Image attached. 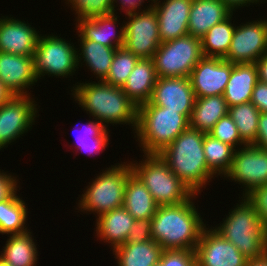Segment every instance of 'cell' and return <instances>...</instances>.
I'll return each instance as SVG.
<instances>
[{"label": "cell", "instance_id": "obj_43", "mask_svg": "<svg viewBox=\"0 0 267 266\" xmlns=\"http://www.w3.org/2000/svg\"><path fill=\"white\" fill-rule=\"evenodd\" d=\"M113 1H114V13L117 14L116 11L121 9L122 11L120 12H125V16H126L127 14L137 13V12L144 11L146 9L151 8L154 0H149L148 2L152 1L151 4H149L147 8L145 7L144 9H141V6L146 0H113ZM118 4H121L119 5L120 8L115 9L117 8Z\"/></svg>", "mask_w": 267, "mask_h": 266}, {"label": "cell", "instance_id": "obj_32", "mask_svg": "<svg viewBox=\"0 0 267 266\" xmlns=\"http://www.w3.org/2000/svg\"><path fill=\"white\" fill-rule=\"evenodd\" d=\"M92 120H89L85 127L81 130L82 132H78L75 135V149L79 152L86 153L87 156H93V154L98 155L100 153H103L110 144V130L107 129L102 123H100L98 120L91 118ZM78 125V124H77ZM81 127V126H80ZM74 132L76 128L74 127ZM78 131V130H76Z\"/></svg>", "mask_w": 267, "mask_h": 266}, {"label": "cell", "instance_id": "obj_29", "mask_svg": "<svg viewBox=\"0 0 267 266\" xmlns=\"http://www.w3.org/2000/svg\"><path fill=\"white\" fill-rule=\"evenodd\" d=\"M31 230L15 235H8L0 258L12 266H37L38 248ZM36 243V244H35Z\"/></svg>", "mask_w": 267, "mask_h": 266}, {"label": "cell", "instance_id": "obj_28", "mask_svg": "<svg viewBox=\"0 0 267 266\" xmlns=\"http://www.w3.org/2000/svg\"><path fill=\"white\" fill-rule=\"evenodd\" d=\"M227 114L228 106L223 95L196 98L190 118V127L208 133Z\"/></svg>", "mask_w": 267, "mask_h": 266}, {"label": "cell", "instance_id": "obj_33", "mask_svg": "<svg viewBox=\"0 0 267 266\" xmlns=\"http://www.w3.org/2000/svg\"><path fill=\"white\" fill-rule=\"evenodd\" d=\"M235 149L229 144L221 142L205 133L203 140V152L208 168L220 178L229 171L232 164Z\"/></svg>", "mask_w": 267, "mask_h": 266}, {"label": "cell", "instance_id": "obj_4", "mask_svg": "<svg viewBox=\"0 0 267 266\" xmlns=\"http://www.w3.org/2000/svg\"><path fill=\"white\" fill-rule=\"evenodd\" d=\"M189 126L185 115L147 102L138 107L133 134L144 154H159Z\"/></svg>", "mask_w": 267, "mask_h": 266}, {"label": "cell", "instance_id": "obj_15", "mask_svg": "<svg viewBox=\"0 0 267 266\" xmlns=\"http://www.w3.org/2000/svg\"><path fill=\"white\" fill-rule=\"evenodd\" d=\"M232 68L224 58L203 56L189 76L195 98L223 95Z\"/></svg>", "mask_w": 267, "mask_h": 266}, {"label": "cell", "instance_id": "obj_13", "mask_svg": "<svg viewBox=\"0 0 267 266\" xmlns=\"http://www.w3.org/2000/svg\"><path fill=\"white\" fill-rule=\"evenodd\" d=\"M267 53V19L236 26L225 60L232 64L256 63Z\"/></svg>", "mask_w": 267, "mask_h": 266}, {"label": "cell", "instance_id": "obj_42", "mask_svg": "<svg viewBox=\"0 0 267 266\" xmlns=\"http://www.w3.org/2000/svg\"><path fill=\"white\" fill-rule=\"evenodd\" d=\"M260 113H267V83L258 81L250 101Z\"/></svg>", "mask_w": 267, "mask_h": 266}, {"label": "cell", "instance_id": "obj_47", "mask_svg": "<svg viewBox=\"0 0 267 266\" xmlns=\"http://www.w3.org/2000/svg\"><path fill=\"white\" fill-rule=\"evenodd\" d=\"M13 95L9 90L4 86V84L0 81V105L4 104L8 101Z\"/></svg>", "mask_w": 267, "mask_h": 266}, {"label": "cell", "instance_id": "obj_7", "mask_svg": "<svg viewBox=\"0 0 267 266\" xmlns=\"http://www.w3.org/2000/svg\"><path fill=\"white\" fill-rule=\"evenodd\" d=\"M141 161H129L133 172L147 187L158 206L188 201L195 193L167 166L158 154H144Z\"/></svg>", "mask_w": 267, "mask_h": 266}, {"label": "cell", "instance_id": "obj_3", "mask_svg": "<svg viewBox=\"0 0 267 266\" xmlns=\"http://www.w3.org/2000/svg\"><path fill=\"white\" fill-rule=\"evenodd\" d=\"M205 133L191 128L185 129L158 155L170 170L195 194L217 177L207 166L203 152Z\"/></svg>", "mask_w": 267, "mask_h": 266}, {"label": "cell", "instance_id": "obj_21", "mask_svg": "<svg viewBox=\"0 0 267 266\" xmlns=\"http://www.w3.org/2000/svg\"><path fill=\"white\" fill-rule=\"evenodd\" d=\"M232 13L222 0H193L189 13V35L201 39L210 28L227 19Z\"/></svg>", "mask_w": 267, "mask_h": 266}, {"label": "cell", "instance_id": "obj_19", "mask_svg": "<svg viewBox=\"0 0 267 266\" xmlns=\"http://www.w3.org/2000/svg\"><path fill=\"white\" fill-rule=\"evenodd\" d=\"M0 81L12 95H31L28 89L38 81L33 57L0 52Z\"/></svg>", "mask_w": 267, "mask_h": 266}, {"label": "cell", "instance_id": "obj_27", "mask_svg": "<svg viewBox=\"0 0 267 266\" xmlns=\"http://www.w3.org/2000/svg\"><path fill=\"white\" fill-rule=\"evenodd\" d=\"M78 42H80V44L78 43L79 48H77L78 66H86L94 76L96 75V80L103 81L110 71L117 48L108 47L92 40H78Z\"/></svg>", "mask_w": 267, "mask_h": 266}, {"label": "cell", "instance_id": "obj_14", "mask_svg": "<svg viewBox=\"0 0 267 266\" xmlns=\"http://www.w3.org/2000/svg\"><path fill=\"white\" fill-rule=\"evenodd\" d=\"M197 266H246V258L212 226L203 229L195 248Z\"/></svg>", "mask_w": 267, "mask_h": 266}, {"label": "cell", "instance_id": "obj_16", "mask_svg": "<svg viewBox=\"0 0 267 266\" xmlns=\"http://www.w3.org/2000/svg\"><path fill=\"white\" fill-rule=\"evenodd\" d=\"M195 99L189 77H158L149 102L178 111L190 120Z\"/></svg>", "mask_w": 267, "mask_h": 266}, {"label": "cell", "instance_id": "obj_48", "mask_svg": "<svg viewBox=\"0 0 267 266\" xmlns=\"http://www.w3.org/2000/svg\"><path fill=\"white\" fill-rule=\"evenodd\" d=\"M246 266H267V253L256 259H248Z\"/></svg>", "mask_w": 267, "mask_h": 266}, {"label": "cell", "instance_id": "obj_25", "mask_svg": "<svg viewBox=\"0 0 267 266\" xmlns=\"http://www.w3.org/2000/svg\"><path fill=\"white\" fill-rule=\"evenodd\" d=\"M123 207L136 220L152 219L158 207L147 187L134 172L128 176Z\"/></svg>", "mask_w": 267, "mask_h": 266}, {"label": "cell", "instance_id": "obj_1", "mask_svg": "<svg viewBox=\"0 0 267 266\" xmlns=\"http://www.w3.org/2000/svg\"><path fill=\"white\" fill-rule=\"evenodd\" d=\"M197 195L184 203L157 207L151 219V237L164 250H195L197 247L207 223L195 206Z\"/></svg>", "mask_w": 267, "mask_h": 266}, {"label": "cell", "instance_id": "obj_12", "mask_svg": "<svg viewBox=\"0 0 267 266\" xmlns=\"http://www.w3.org/2000/svg\"><path fill=\"white\" fill-rule=\"evenodd\" d=\"M242 185L246 197L256 188L267 184V150L245 145L234 151L231 168L223 179Z\"/></svg>", "mask_w": 267, "mask_h": 266}, {"label": "cell", "instance_id": "obj_22", "mask_svg": "<svg viewBox=\"0 0 267 266\" xmlns=\"http://www.w3.org/2000/svg\"><path fill=\"white\" fill-rule=\"evenodd\" d=\"M135 220L123 206L113 209L96 219V236L113 250L126 242Z\"/></svg>", "mask_w": 267, "mask_h": 266}, {"label": "cell", "instance_id": "obj_18", "mask_svg": "<svg viewBox=\"0 0 267 266\" xmlns=\"http://www.w3.org/2000/svg\"><path fill=\"white\" fill-rule=\"evenodd\" d=\"M193 0H154L161 43L189 34V13Z\"/></svg>", "mask_w": 267, "mask_h": 266}, {"label": "cell", "instance_id": "obj_45", "mask_svg": "<svg viewBox=\"0 0 267 266\" xmlns=\"http://www.w3.org/2000/svg\"><path fill=\"white\" fill-rule=\"evenodd\" d=\"M233 12H236L237 9L245 6H250L252 4H259L261 0H222ZM248 4V5H247Z\"/></svg>", "mask_w": 267, "mask_h": 266}, {"label": "cell", "instance_id": "obj_8", "mask_svg": "<svg viewBox=\"0 0 267 266\" xmlns=\"http://www.w3.org/2000/svg\"><path fill=\"white\" fill-rule=\"evenodd\" d=\"M51 34L39 36L33 54L36 77L38 80L45 75L56 78L73 77L79 69L76 46L58 35Z\"/></svg>", "mask_w": 267, "mask_h": 266}, {"label": "cell", "instance_id": "obj_41", "mask_svg": "<svg viewBox=\"0 0 267 266\" xmlns=\"http://www.w3.org/2000/svg\"><path fill=\"white\" fill-rule=\"evenodd\" d=\"M11 174L0 169V202L11 199L21 189L19 179Z\"/></svg>", "mask_w": 267, "mask_h": 266}, {"label": "cell", "instance_id": "obj_23", "mask_svg": "<svg viewBox=\"0 0 267 266\" xmlns=\"http://www.w3.org/2000/svg\"><path fill=\"white\" fill-rule=\"evenodd\" d=\"M259 81L255 63L233 64V68L223 94L227 106L250 102L252 92Z\"/></svg>", "mask_w": 267, "mask_h": 266}, {"label": "cell", "instance_id": "obj_38", "mask_svg": "<svg viewBox=\"0 0 267 266\" xmlns=\"http://www.w3.org/2000/svg\"><path fill=\"white\" fill-rule=\"evenodd\" d=\"M159 264L161 266H197L195 250H164Z\"/></svg>", "mask_w": 267, "mask_h": 266}, {"label": "cell", "instance_id": "obj_17", "mask_svg": "<svg viewBox=\"0 0 267 266\" xmlns=\"http://www.w3.org/2000/svg\"><path fill=\"white\" fill-rule=\"evenodd\" d=\"M39 30L31 26L28 21H21L15 17H0V52L32 56L37 47Z\"/></svg>", "mask_w": 267, "mask_h": 266}, {"label": "cell", "instance_id": "obj_20", "mask_svg": "<svg viewBox=\"0 0 267 266\" xmlns=\"http://www.w3.org/2000/svg\"><path fill=\"white\" fill-rule=\"evenodd\" d=\"M118 15L112 13L93 17L90 19H78L75 23V30L79 40H92L108 47L120 48L124 45V25H120ZM118 23V24H117ZM116 28V29H115Z\"/></svg>", "mask_w": 267, "mask_h": 266}, {"label": "cell", "instance_id": "obj_35", "mask_svg": "<svg viewBox=\"0 0 267 266\" xmlns=\"http://www.w3.org/2000/svg\"><path fill=\"white\" fill-rule=\"evenodd\" d=\"M139 58L124 47L117 48L112 59L110 71L104 82L123 87Z\"/></svg>", "mask_w": 267, "mask_h": 266}, {"label": "cell", "instance_id": "obj_24", "mask_svg": "<svg viewBox=\"0 0 267 266\" xmlns=\"http://www.w3.org/2000/svg\"><path fill=\"white\" fill-rule=\"evenodd\" d=\"M153 59H139L122 89L137 106L149 102L157 81Z\"/></svg>", "mask_w": 267, "mask_h": 266}, {"label": "cell", "instance_id": "obj_39", "mask_svg": "<svg viewBox=\"0 0 267 266\" xmlns=\"http://www.w3.org/2000/svg\"><path fill=\"white\" fill-rule=\"evenodd\" d=\"M246 198L259 214L263 227L267 232V184L256 188Z\"/></svg>", "mask_w": 267, "mask_h": 266}, {"label": "cell", "instance_id": "obj_2", "mask_svg": "<svg viewBox=\"0 0 267 266\" xmlns=\"http://www.w3.org/2000/svg\"><path fill=\"white\" fill-rule=\"evenodd\" d=\"M71 92L70 95L79 107L107 129L110 124H126L135 132L138 107L128 98L122 87L112 86L102 80L97 83L86 81L77 82L71 87Z\"/></svg>", "mask_w": 267, "mask_h": 266}, {"label": "cell", "instance_id": "obj_37", "mask_svg": "<svg viewBox=\"0 0 267 266\" xmlns=\"http://www.w3.org/2000/svg\"><path fill=\"white\" fill-rule=\"evenodd\" d=\"M208 134L216 139H219L223 143L229 144L235 150L246 145L241 140L236 124L229 116V114L222 117L212 127V129L208 132Z\"/></svg>", "mask_w": 267, "mask_h": 266}, {"label": "cell", "instance_id": "obj_30", "mask_svg": "<svg viewBox=\"0 0 267 266\" xmlns=\"http://www.w3.org/2000/svg\"><path fill=\"white\" fill-rule=\"evenodd\" d=\"M26 205L17 193L11 199L0 202L1 235H15L29 231L26 226V220H28V207Z\"/></svg>", "mask_w": 267, "mask_h": 266}, {"label": "cell", "instance_id": "obj_11", "mask_svg": "<svg viewBox=\"0 0 267 266\" xmlns=\"http://www.w3.org/2000/svg\"><path fill=\"white\" fill-rule=\"evenodd\" d=\"M124 22L123 47L139 59L153 58L161 44L157 13L153 7L137 13L127 14Z\"/></svg>", "mask_w": 267, "mask_h": 266}, {"label": "cell", "instance_id": "obj_49", "mask_svg": "<svg viewBox=\"0 0 267 266\" xmlns=\"http://www.w3.org/2000/svg\"><path fill=\"white\" fill-rule=\"evenodd\" d=\"M0 266H12V265L8 264L6 261H4L2 258H0Z\"/></svg>", "mask_w": 267, "mask_h": 266}, {"label": "cell", "instance_id": "obj_36", "mask_svg": "<svg viewBox=\"0 0 267 266\" xmlns=\"http://www.w3.org/2000/svg\"><path fill=\"white\" fill-rule=\"evenodd\" d=\"M65 3L72 11H75L74 14L77 16L75 20L114 13L113 0H65Z\"/></svg>", "mask_w": 267, "mask_h": 266}, {"label": "cell", "instance_id": "obj_9", "mask_svg": "<svg viewBox=\"0 0 267 266\" xmlns=\"http://www.w3.org/2000/svg\"><path fill=\"white\" fill-rule=\"evenodd\" d=\"M203 57L201 39L186 35L160 44L153 55L158 77H189Z\"/></svg>", "mask_w": 267, "mask_h": 266}, {"label": "cell", "instance_id": "obj_40", "mask_svg": "<svg viewBox=\"0 0 267 266\" xmlns=\"http://www.w3.org/2000/svg\"><path fill=\"white\" fill-rule=\"evenodd\" d=\"M151 237V219L135 220L125 243H143Z\"/></svg>", "mask_w": 267, "mask_h": 266}, {"label": "cell", "instance_id": "obj_31", "mask_svg": "<svg viewBox=\"0 0 267 266\" xmlns=\"http://www.w3.org/2000/svg\"><path fill=\"white\" fill-rule=\"evenodd\" d=\"M232 13L227 19L214 25L201 38L202 53L204 57L224 58L230 48L236 24H232Z\"/></svg>", "mask_w": 267, "mask_h": 266}, {"label": "cell", "instance_id": "obj_26", "mask_svg": "<svg viewBox=\"0 0 267 266\" xmlns=\"http://www.w3.org/2000/svg\"><path fill=\"white\" fill-rule=\"evenodd\" d=\"M164 249L154 240L124 243L112 250L117 266H155Z\"/></svg>", "mask_w": 267, "mask_h": 266}, {"label": "cell", "instance_id": "obj_34", "mask_svg": "<svg viewBox=\"0 0 267 266\" xmlns=\"http://www.w3.org/2000/svg\"><path fill=\"white\" fill-rule=\"evenodd\" d=\"M228 114L236 124L241 140L246 145H253L258 131V109L251 102H246L228 107Z\"/></svg>", "mask_w": 267, "mask_h": 266}, {"label": "cell", "instance_id": "obj_6", "mask_svg": "<svg viewBox=\"0 0 267 266\" xmlns=\"http://www.w3.org/2000/svg\"><path fill=\"white\" fill-rule=\"evenodd\" d=\"M133 172L131 163L121 162L102 170L88 182L78 200V211L93 213L96 218L123 206L128 176ZM96 213V214H95Z\"/></svg>", "mask_w": 267, "mask_h": 266}, {"label": "cell", "instance_id": "obj_44", "mask_svg": "<svg viewBox=\"0 0 267 266\" xmlns=\"http://www.w3.org/2000/svg\"><path fill=\"white\" fill-rule=\"evenodd\" d=\"M254 146L267 150V113H260Z\"/></svg>", "mask_w": 267, "mask_h": 266}, {"label": "cell", "instance_id": "obj_10", "mask_svg": "<svg viewBox=\"0 0 267 266\" xmlns=\"http://www.w3.org/2000/svg\"><path fill=\"white\" fill-rule=\"evenodd\" d=\"M39 107L31 95H13L0 105V151L31 131L39 117Z\"/></svg>", "mask_w": 267, "mask_h": 266}, {"label": "cell", "instance_id": "obj_50", "mask_svg": "<svg viewBox=\"0 0 267 266\" xmlns=\"http://www.w3.org/2000/svg\"><path fill=\"white\" fill-rule=\"evenodd\" d=\"M267 3V0H261V4H263V3Z\"/></svg>", "mask_w": 267, "mask_h": 266}, {"label": "cell", "instance_id": "obj_46", "mask_svg": "<svg viewBox=\"0 0 267 266\" xmlns=\"http://www.w3.org/2000/svg\"><path fill=\"white\" fill-rule=\"evenodd\" d=\"M259 81L267 83V53H265L256 63Z\"/></svg>", "mask_w": 267, "mask_h": 266}, {"label": "cell", "instance_id": "obj_5", "mask_svg": "<svg viewBox=\"0 0 267 266\" xmlns=\"http://www.w3.org/2000/svg\"><path fill=\"white\" fill-rule=\"evenodd\" d=\"M240 199L220 225L213 228L233 243L246 258L256 259L267 253V232L254 206L246 197Z\"/></svg>", "mask_w": 267, "mask_h": 266}]
</instances>
